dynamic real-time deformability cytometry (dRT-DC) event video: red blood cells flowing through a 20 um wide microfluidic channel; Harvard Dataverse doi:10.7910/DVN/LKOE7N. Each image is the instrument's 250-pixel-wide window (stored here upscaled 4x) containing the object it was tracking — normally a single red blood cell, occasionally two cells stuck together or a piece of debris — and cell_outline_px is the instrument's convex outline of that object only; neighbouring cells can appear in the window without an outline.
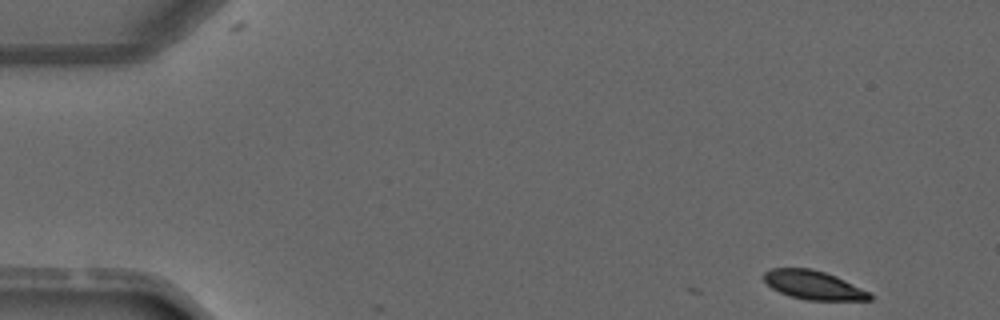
{"species": "common noctule bat (a hibernating species)", "species_latin": "Nyctalus noctula", "temperature_condition": "warm", "stored_images_in_passage": 3, "camera_frame_rate_fps": 3000, "um_per_image_px": 0.085, "animal": {"sex": "male", "forearm_length_mm": 52.5}, "frame": {"image": 1, "passage_image": 1, "time_ms": 0.0, "image_size_px": [1000, 320], "cell_outline_px": [[872, 300], [808, 300], [792, 296], [780, 292], [772, 288], [764, 280], [764, 272], [772, 268], [812, 268], [836, 276], [872, 292]], "centroid_in_image_um": [69.19, 24.23], "position_along_channel_um": 15.8, "area_um2": 17.74}}